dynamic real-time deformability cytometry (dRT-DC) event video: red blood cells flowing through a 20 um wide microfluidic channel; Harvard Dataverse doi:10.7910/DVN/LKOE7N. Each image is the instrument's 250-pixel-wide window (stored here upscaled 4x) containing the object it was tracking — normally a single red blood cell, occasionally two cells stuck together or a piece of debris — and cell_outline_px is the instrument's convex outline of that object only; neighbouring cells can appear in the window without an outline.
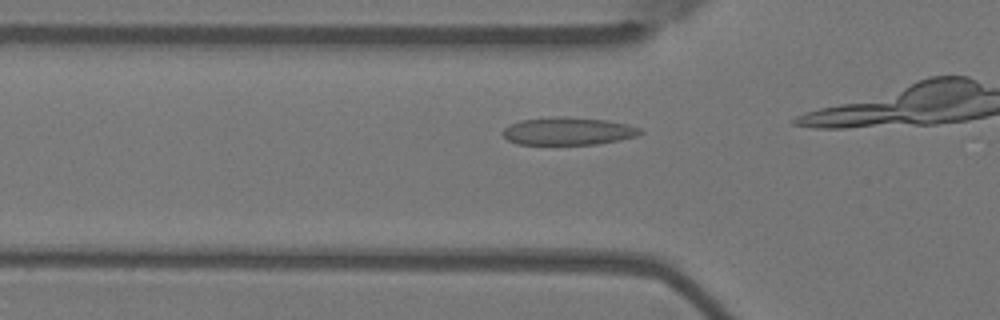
{"species": "Egyptian fruit bat (a non-hibernating species)", "species_latin": "Rousettus aegyptiacus", "temperature_condition": "warm", "stored_images_in_passage": 11, "camera_frame_rate_fps": 3000, "um_per_image_px": 0.085, "animal": {"sex": "female"}, "frame": {"image": 1, "passage_image": 7, "time_ms": 2.0, "image_size_px": [1000, 320], "cell_outline_px": [[644, 132], [636, 136], [620, 140], [596, 144], [516, 144], [508, 140], [500, 132], [508, 124], [520, 120], [556, 116], [568, 116], [608, 120], [628, 124], [640, 128]], "centroid_in_image_um": [48.27, 11.13], "position_along_channel_um": 77.5, "area_um2": 22.48}}
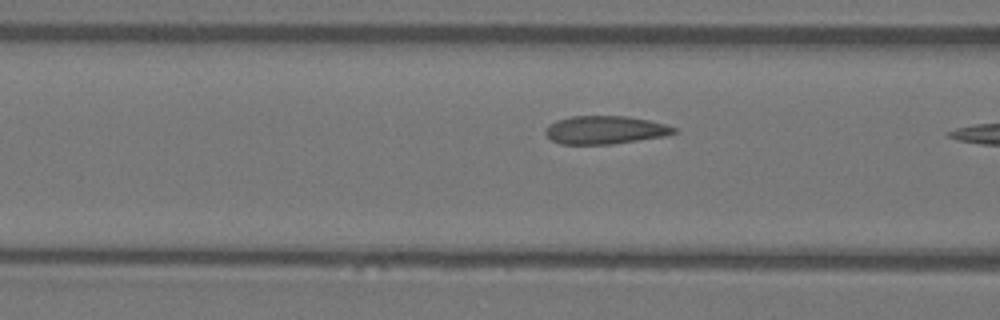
{"frame": {"image": 2, "passage_image": 10, "time_ms": 3.0, "image_size_px": [1000, 320], "cell_outline_px": [[676, 132], [664, 136], [612, 144], [560, 144], [552, 140], [544, 132], [544, 128], [548, 124], [556, 120], [572, 116], [628, 116], [648, 120], [664, 124], [676, 128]], "centroid_in_image_um": [51.38, 11.04], "position_along_channel_um": 115.2, "area_um2": 21.04}}